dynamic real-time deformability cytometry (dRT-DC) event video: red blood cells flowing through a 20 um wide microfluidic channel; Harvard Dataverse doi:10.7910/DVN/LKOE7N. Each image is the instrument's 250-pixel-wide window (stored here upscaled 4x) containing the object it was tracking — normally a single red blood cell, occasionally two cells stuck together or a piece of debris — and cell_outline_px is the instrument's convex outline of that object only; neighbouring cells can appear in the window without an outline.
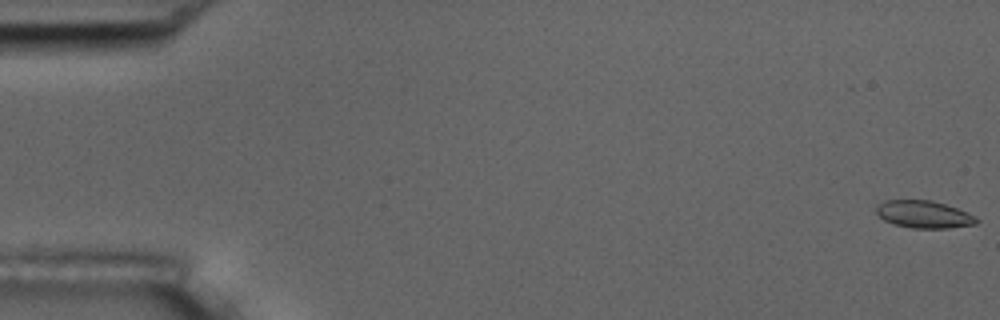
{"species": "common noctule bat (a hibernating species)", "species_latin": "Nyctalus noctula", "temperature_condition": "room temperature", "stored_images_in_passage": 56, "camera_frame_rate_fps": 3000, "um_per_image_px": 0.085, "animal": {"sex": "male", "body_mass_g": 17.5, "forearm_length_mm": 52.3}, "frame": {"image": 1, "passage_image": 1, "time_ms": 0.0, "image_size_px": [1000, 320], "cell_outline_px": [[980, 220], [976, 224], [948, 228], [912, 228], [896, 224], [884, 220], [876, 212], [876, 208], [884, 200], [932, 200], [956, 208], [976, 216]], "centroid_in_image_um": [78.55, 18.22], "position_along_channel_um": 6.4, "area_um2": 15.84}}
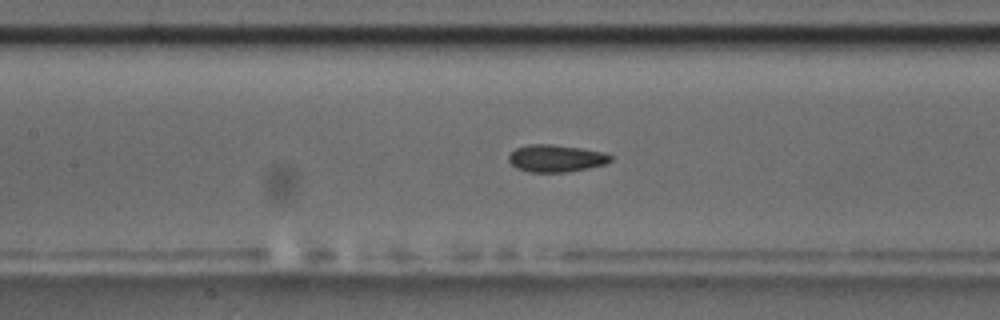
{"frame": {"image": 2, "passage_image": 26, "time_ms": 8.333, "image_size_px": [1000, 320], "cell_outline_px": [[612, 160], [604, 164], [588, 168], [568, 172], [528, 172], [516, 168], [508, 160], [508, 156], [516, 148], [528, 144], [552, 144], [580, 148], [604, 152], [612, 156]], "centroid_in_image_um": [47.24, 13.46], "position_along_channel_um": 160.2, "area_um2": 16.18}}
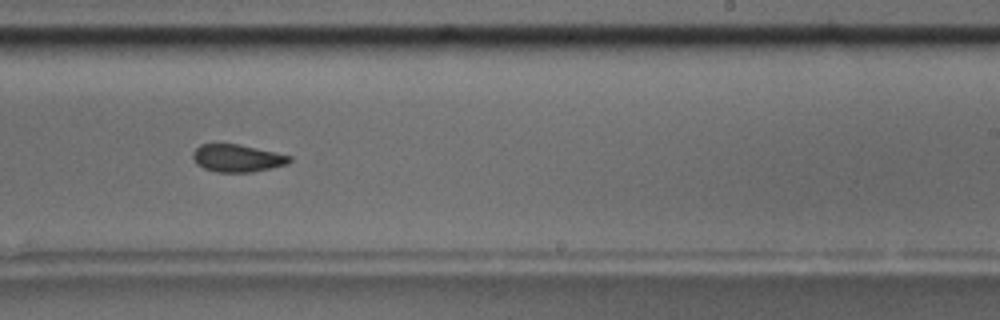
{"frame": {"image": 3, "passage_image": 35, "time_ms": 11.333, "image_size_px": [1000, 320], "cell_outline_px": [[292, 160], [288, 164], [272, 168], [252, 172], [216, 172], [204, 168], [196, 164], [192, 156], [192, 152], [200, 144], [236, 144], [276, 152], [292, 156]], "centroid_in_image_um": [20.17, 13.45], "position_along_channel_um": 268.8, "area_um2": 15.55}, "authors_computed_cell_mechanics": {"area_um2": 16.0106, "velocity_mm_per_s": 3.6465, "shape_relaxation_time_tau1_ms": null, "shape_relaxation_time_tau2_ms": 1.924, "deformation_change_tau1": null, "deformation_change_tau2": 0.0678}}